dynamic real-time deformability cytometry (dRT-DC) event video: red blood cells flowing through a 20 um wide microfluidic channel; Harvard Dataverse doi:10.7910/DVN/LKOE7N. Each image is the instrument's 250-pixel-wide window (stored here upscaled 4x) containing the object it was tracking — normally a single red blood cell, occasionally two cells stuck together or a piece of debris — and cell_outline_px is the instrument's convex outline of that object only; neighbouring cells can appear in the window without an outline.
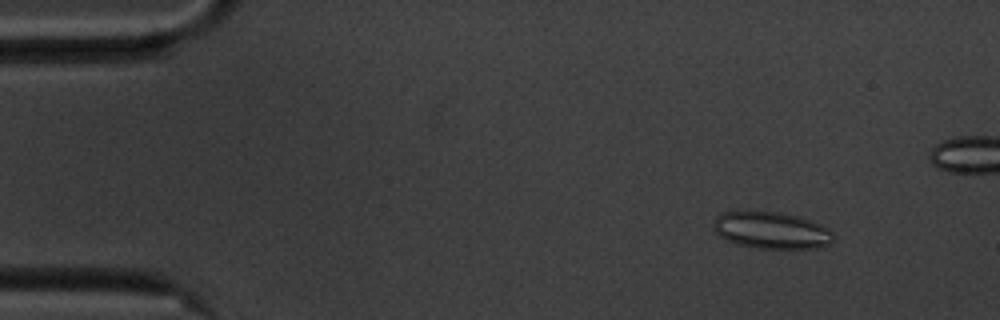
{"species": "common noctule bat (a hibernating species)", "species_latin": "Nyctalus noctula", "temperature_condition": "cold", "stored_images_in_passage": 58, "camera_frame_rate_fps": 3000, "um_per_image_px": 0.085, "animal": {"sex": "male", "body_mass_g": 20.1, "forearm_length_mm": 53.5}, "frame": {"image": 1, "passage_image": 7, "time_ms": 2.0, "image_size_px": [1000, 320], "cell_outline_px": [[836, 236], [828, 244], [816, 248], [756, 248], [736, 244], [720, 236], [712, 228], [716, 216], [724, 212], [744, 208], [780, 212], [800, 216], [820, 224], [828, 228]], "centroid_in_image_um": [65.53, 19.53], "position_along_channel_um": 19.5, "area_um2": 26.47}}
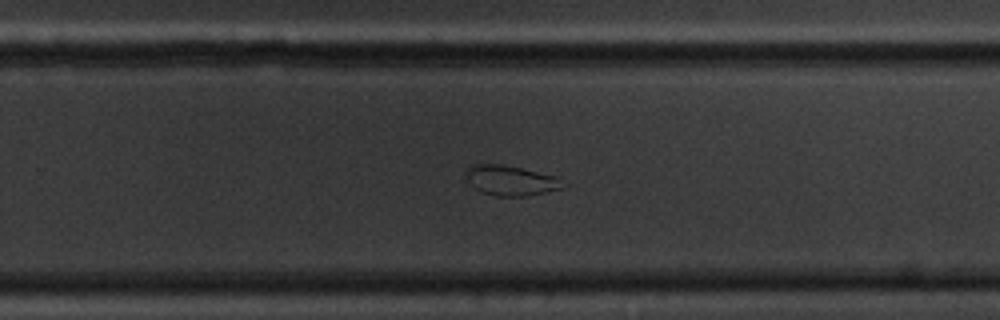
{"frame": {"image": 2, "passage_image": 37, "time_ms": 12.0, "image_size_px": [1000, 320], "cell_outline_px": [[568, 184], [564, 188], [528, 196], [496, 196], [484, 192], [476, 188], [468, 180], [464, 172], [468, 164], [500, 164], [560, 176]], "centroid_in_image_um": [43.49, 15.33], "position_along_channel_um": 286.3, "area_um2": 17.28}}
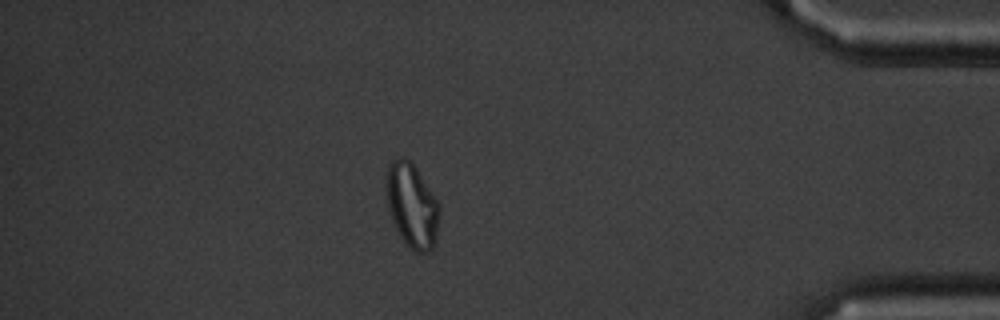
{"frame": {"image": 3, "passage_image": 50, "time_ms": 16.333, "image_size_px": [1000, 320], "cell_outline_px": [[440, 212], [436, 240], [432, 248], [428, 252], [416, 252], [400, 236], [396, 228], [388, 204], [388, 168], [392, 160], [396, 156], [404, 156], [416, 168], [440, 204]], "centroid_in_image_um": [35.07, 17.47], "position_along_channel_um": 400.1, "area_um2": 25.43}, "authors_computed_cell_mechanics": {"area_um2": 24.8829, "velocity_mm_per_s": 3.5126, "shape_relaxation_time_tau1_ms": null, "shape_relaxation_time_tau2_ms": 1.4658, "deformation_change_tau1": null, "deformation_change_tau2": 0.0757}}